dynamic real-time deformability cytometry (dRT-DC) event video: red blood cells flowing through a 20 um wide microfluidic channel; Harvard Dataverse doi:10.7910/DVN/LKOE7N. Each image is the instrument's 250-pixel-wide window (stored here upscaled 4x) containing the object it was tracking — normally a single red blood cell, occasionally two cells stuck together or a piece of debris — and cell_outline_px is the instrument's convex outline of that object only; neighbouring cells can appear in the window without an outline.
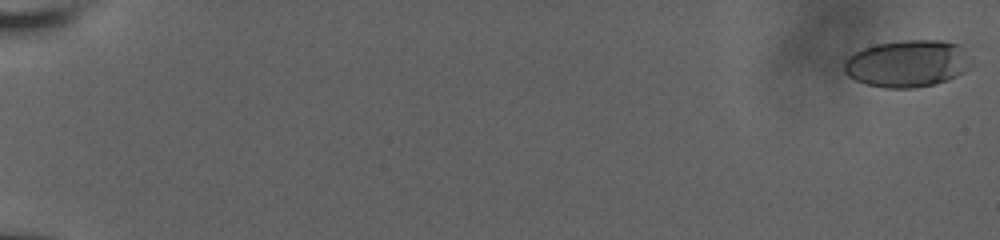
{"species": "human", "species_latin": "Homo sapiens", "temperature_condition": "room temperature", "stored_images_in_passage": 13, "camera_frame_rate_fps": 3000, "um_per_image_px": 0.085, "donor": {"sex": "male"}, "frame": {"image": 1, "passage_image": 1, "time_ms": 0.0, "image_size_px": [1000, 240], "cell_outline_px": [[968, 68], [964, 72], [948, 80], [916, 88], [884, 88], [868, 84], [856, 80], [848, 76], [844, 72], [844, 60], [848, 56], [864, 48], [876, 44], [904, 40], [944, 40], [960, 44], [964, 48]], "centroid_in_image_um": [77.09, 5.4], "position_along_channel_um": 7.9, "area_um2": 34.68}}